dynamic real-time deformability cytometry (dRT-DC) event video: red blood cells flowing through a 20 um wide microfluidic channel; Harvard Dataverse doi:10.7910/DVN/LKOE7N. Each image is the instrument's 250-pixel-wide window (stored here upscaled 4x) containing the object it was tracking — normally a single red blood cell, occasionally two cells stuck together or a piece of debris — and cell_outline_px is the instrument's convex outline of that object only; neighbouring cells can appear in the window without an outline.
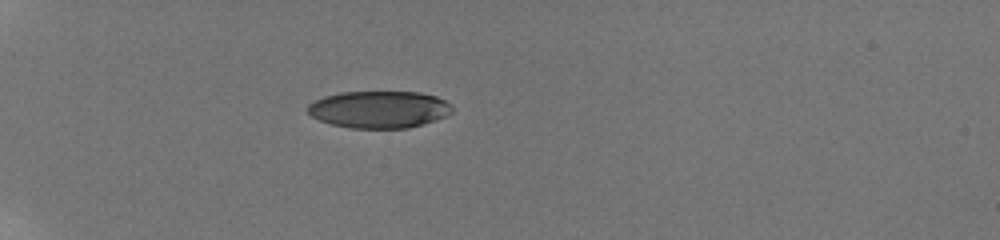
{"species": "human", "species_latin": "Homo sapiens", "temperature_condition": "room temperature", "stored_images_in_passage": 29, "camera_frame_rate_fps": 3000, "um_per_image_px": 0.085, "donor": {"sex": "male"}, "frame": {"image": 1, "passage_image": 1, "time_ms": 0.0, "image_size_px": [1000, 240], "cell_outline_px": [[452, 112], [444, 116], [408, 128], [352, 128], [332, 124], [320, 120], [312, 116], [308, 112], [308, 104], [324, 96], [340, 92], [420, 92], [436, 96], [452, 104]], "centroid_in_image_um": [32.22, 9.29], "position_along_channel_um": 52.8, "area_um2": 30.98}}
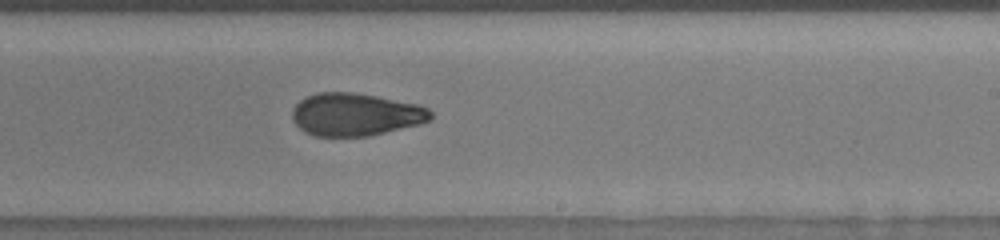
{"frame": {"image": 2, "passage_image": 17, "time_ms": 6.333, "image_size_px": [1000, 240], "cell_outline_px": [[432, 120], [420, 124], [368, 136], [316, 136], [300, 128], [292, 120], [292, 112], [296, 104], [300, 100], [316, 92], [352, 92], [376, 96], [420, 104], [428, 108], [432, 112]], "centroid_in_image_um": [30.25, 9.72], "position_along_channel_um": 258.7, "area_um2": 34.45}}
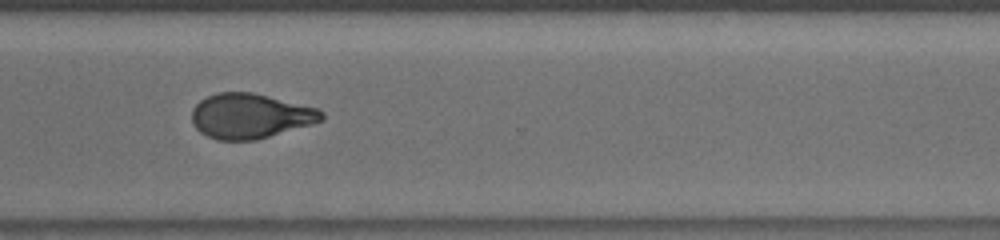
{"frame": {"image": 3, "passage_image": 23, "time_ms": 8.667, "image_size_px": [1000, 240], "cell_outline_px": [[324, 120], [312, 124], [256, 140], [216, 140], [200, 132], [192, 124], [192, 108], [200, 100], [216, 92], [252, 92], [320, 108], [324, 112]], "centroid_in_image_um": [21.28, 9.85], "position_along_channel_um": 349.3, "area_um2": 34.22}, "authors_computed_cell_mechanics": {"area_um2": 34.3332, "velocity_mm_per_s": 3.8896, "shape_relaxation_time_tau1_ms": 5.4872, "shape_relaxation_time_tau2_ms": 2.0299, "deformation_change_tau1": 0.2152, "deformation_change_tau2": 0.0819}}